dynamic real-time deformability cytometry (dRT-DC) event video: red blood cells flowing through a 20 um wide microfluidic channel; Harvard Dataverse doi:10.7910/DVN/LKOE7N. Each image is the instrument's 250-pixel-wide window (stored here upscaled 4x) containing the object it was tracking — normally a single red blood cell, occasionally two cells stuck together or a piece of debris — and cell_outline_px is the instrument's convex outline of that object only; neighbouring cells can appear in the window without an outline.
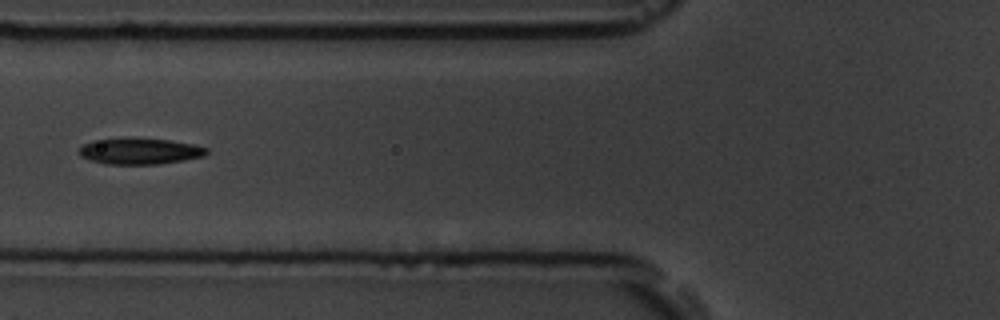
{"species": "common noctule bat (a hibernating species)", "species_latin": "Nyctalus noctula", "temperature_condition": "room temperature", "stored_images_in_passage": 16, "camera_frame_rate_fps": 3000, "um_per_image_px": 0.085, "animal": {"sex": "male", "body_mass_g": 19.5, "forearm_length_mm": 54.6}, "frame": {"image": 1, "passage_image": 7, "time_ms": 7.667, "image_size_px": [1000, 320], "cell_outline_px": [[208, 152], [204, 156], [184, 160], [160, 164], [104, 164], [88, 160], [80, 156], [80, 148], [84, 144], [92, 140], [168, 140], [192, 144], [208, 148]], "centroid_in_image_um": [11.89, 12.89], "position_along_channel_um": 113.9, "area_um2": 18.79}}
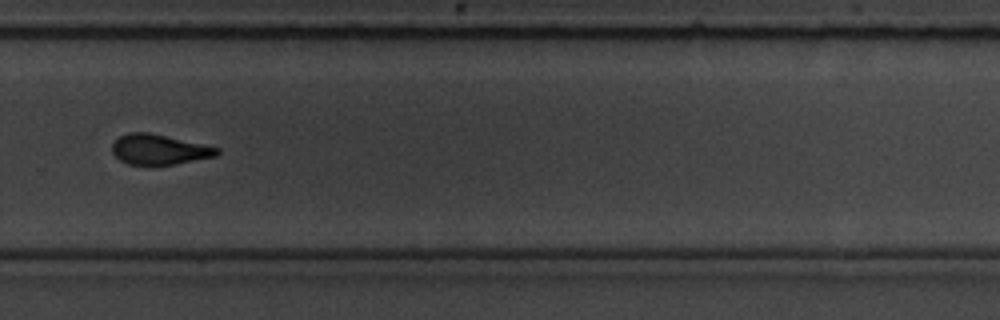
{"frame": {"image": 2, "passage_image": 12, "time_ms": 13.333, "image_size_px": [1000, 320], "cell_outline_px": [[220, 152], [216, 156], [176, 164], [128, 164], [120, 160], [112, 152], [112, 144], [120, 136], [128, 132], [148, 132], [220, 148]], "centroid_in_image_um": [13.52, 12.7], "position_along_channel_um": 316.3, "area_um2": 18.21}}
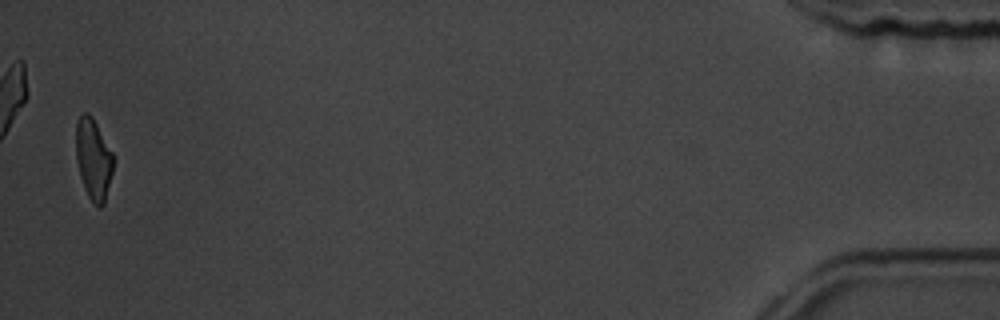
{"frame": {"image": 3, "passage_image": 16, "time_ms": 19.0, "image_size_px": [1000, 320], "cell_outline_px": [[112, 172], [104, 204], [100, 208], [88, 196], [84, 188], [80, 176], [76, 160], [76, 124], [80, 116], [84, 112], [88, 112], [92, 116], [112, 152]], "centroid_in_image_um": [7.92, 13.51], "position_along_channel_um": 427.3, "area_um2": 17.34}, "authors_computed_cell_mechanics": {"area_um2": 18.7561, "velocity_mm_per_s": 3.572, "shape_relaxation_time_tau1_ms": 1.8851, "shape_relaxation_time_tau2_ms": null, "deformation_change_tau1": 0.1051, "deformation_change_tau2": null}}